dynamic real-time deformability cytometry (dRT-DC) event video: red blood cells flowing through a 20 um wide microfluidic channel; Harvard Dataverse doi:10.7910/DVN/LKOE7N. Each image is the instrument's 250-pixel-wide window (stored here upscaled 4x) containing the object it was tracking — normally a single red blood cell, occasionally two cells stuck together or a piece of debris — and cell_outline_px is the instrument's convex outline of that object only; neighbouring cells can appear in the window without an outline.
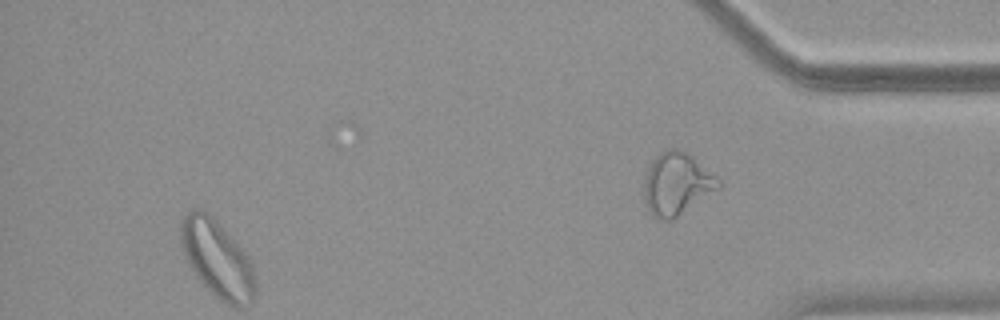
{"species": "common noctule bat (a hibernating species)", "species_latin": "Nyctalus noctula", "temperature_condition": "warm", "stored_images_in_passage": 43, "segment_of_instrument_passage": [2, 2], "camera_frame_rate_fps": 3000, "um_per_image_px": 0.085, "animal": {"sex": "female", "body_mass_g": 18.4}, "frame": {"image": 1, "passage_image": 43, "time_ms": 14.0, "image_size_px": [1000, 320], "cell_outline_px": [[724, 184], [720, 188], [672, 220], [656, 220], [652, 216], [644, 204], [644, 180], [648, 168], [652, 160], [660, 152], [668, 148], [680, 148], [692, 156], [716, 176]], "centroid_in_image_um": [57.51, 15.64], "position_along_channel_um": 377.7, "area_um2": 27.34}}